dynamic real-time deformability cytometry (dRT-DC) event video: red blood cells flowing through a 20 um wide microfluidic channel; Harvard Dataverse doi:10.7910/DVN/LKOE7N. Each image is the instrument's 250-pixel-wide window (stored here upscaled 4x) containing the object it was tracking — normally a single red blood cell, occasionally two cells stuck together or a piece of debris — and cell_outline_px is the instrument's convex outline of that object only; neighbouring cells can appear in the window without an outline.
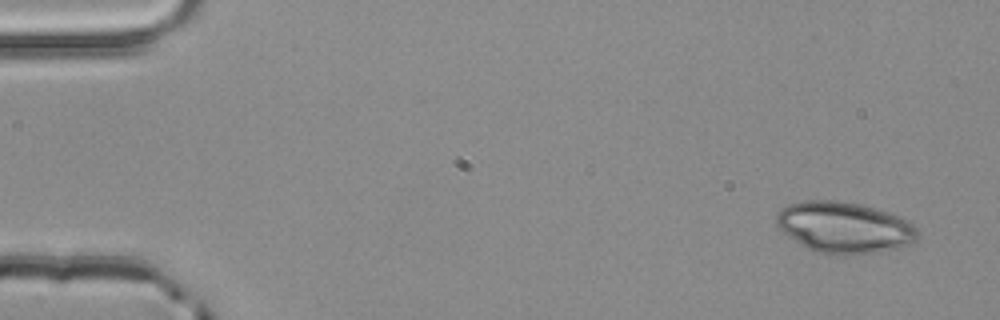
{"species": "common noctule bat (a hibernating species)", "species_latin": "Nyctalus noctula", "temperature_condition": "room temperature", "stored_images_in_passage": 4, "camera_frame_rate_fps": 3000, "um_per_image_px": 0.085, "animal": {"sex": "male", "body_mass_g": 20.4}, "frame": {"image": 1, "passage_image": 1, "time_ms": 0.0, "image_size_px": [1000, 320], "cell_outline_px": [[920, 232], [916, 240], [900, 248], [880, 252], [840, 256], [836, 256], [820, 252], [808, 248], [788, 236], [776, 224], [776, 212], [788, 204], [804, 200], [836, 200], [860, 204], [896, 216], [912, 224]], "centroid_in_image_um": [71.74, 19.34], "position_along_channel_um": 13.3, "area_um2": 42.02}}